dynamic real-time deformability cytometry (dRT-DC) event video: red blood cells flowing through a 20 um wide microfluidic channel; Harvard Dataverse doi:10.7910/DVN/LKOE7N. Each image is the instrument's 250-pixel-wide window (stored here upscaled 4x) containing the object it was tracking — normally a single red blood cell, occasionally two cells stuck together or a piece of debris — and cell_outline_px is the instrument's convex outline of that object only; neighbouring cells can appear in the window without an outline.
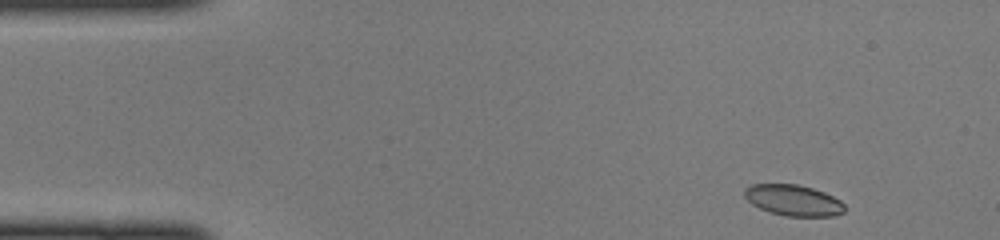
{"species": "common noctule bat (a hibernating species)", "species_latin": "Nyctalus noctula", "temperature_condition": "cold", "stored_images_in_passage": 43, "camera_frame_rate_fps": 3000, "um_per_image_px": 0.085, "animal": {"sex": "female", "body_mass_g": 22.0, "forearm_length_mm": 56.7}, "frame": {"image": 1, "passage_image": 1, "time_ms": 0.0, "image_size_px": [1000, 240], "cell_outline_px": [[844, 212], [836, 216], [784, 216], [760, 208], [752, 204], [744, 196], [744, 188], [752, 184], [796, 184], [812, 188], [824, 192], [840, 200], [844, 204]], "centroid_in_image_um": [67.43, 17.02], "position_along_channel_um": 17.6, "area_um2": 18.03}}
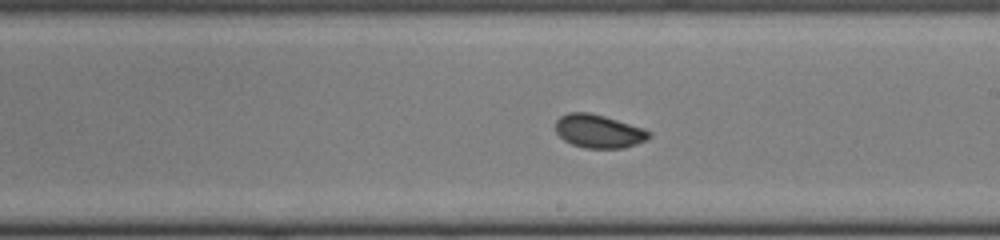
{"frame": {"image": 2, "passage_image": 23, "time_ms": 7.333, "image_size_px": [1000, 240], "cell_outline_px": [[652, 136], [648, 140], [624, 148], [584, 148], [572, 144], [564, 140], [556, 132], [556, 120], [560, 116], [568, 112], [588, 112], [604, 116], [644, 128], [652, 132]], "centroid_in_image_um": [50.92, 11.16], "position_along_channel_um": 238.1, "area_um2": 18.32}}
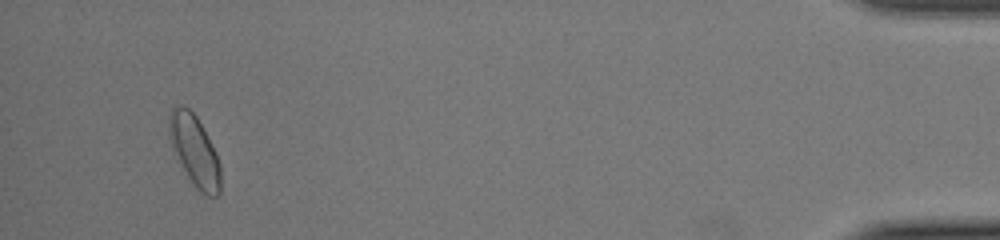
{"frame": {"image": 3, "passage_image": 41, "time_ms": 13.333, "image_size_px": [1000, 240], "cell_outline_px": [[220, 192], [216, 196], [208, 196], [200, 192], [196, 188], [188, 176], [172, 148], [168, 136], [168, 120], [172, 108], [180, 104], [184, 104], [196, 116], [216, 152], [220, 164]], "centroid_in_image_um": [16.52, 12.78], "position_along_channel_um": 418.7, "area_um2": 21.1}}